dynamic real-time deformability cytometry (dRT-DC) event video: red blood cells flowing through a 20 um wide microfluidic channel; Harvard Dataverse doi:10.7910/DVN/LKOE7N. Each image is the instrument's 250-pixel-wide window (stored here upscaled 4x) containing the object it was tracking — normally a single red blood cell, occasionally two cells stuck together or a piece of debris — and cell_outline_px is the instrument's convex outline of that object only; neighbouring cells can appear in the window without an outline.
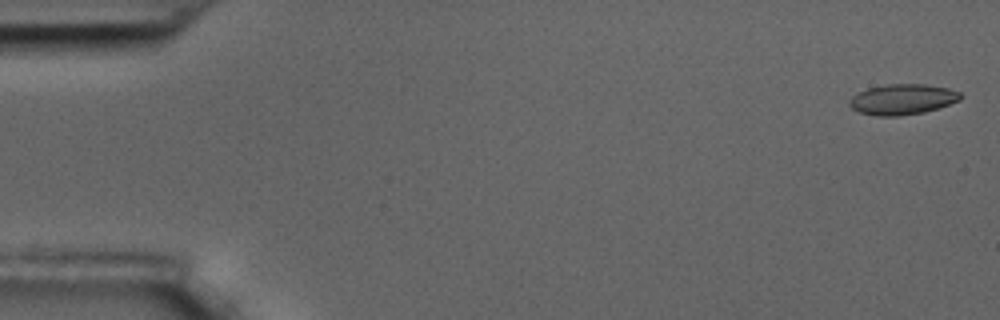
{"species": "common noctule bat (a hibernating species)", "species_latin": "Nyctalus noctula", "temperature_condition": "room temperature", "stored_images_in_passage": 13, "camera_frame_rate_fps": 3000, "um_per_image_px": 0.085, "animal": {"sex": "male", "body_mass_g": 17.5, "forearm_length_mm": 52.3}, "frame": {"image": 1, "passage_image": 2, "time_ms": 0.333, "image_size_px": [1000, 320], "cell_outline_px": [[964, 96], [960, 100], [924, 112], [896, 116], [876, 116], [860, 112], [852, 108], [848, 104], [852, 96], [868, 88], [888, 84], [924, 84], [948, 88], [960, 92]], "centroid_in_image_um": [76.72, 8.44], "position_along_channel_um": 8.3, "area_um2": 19.59}}